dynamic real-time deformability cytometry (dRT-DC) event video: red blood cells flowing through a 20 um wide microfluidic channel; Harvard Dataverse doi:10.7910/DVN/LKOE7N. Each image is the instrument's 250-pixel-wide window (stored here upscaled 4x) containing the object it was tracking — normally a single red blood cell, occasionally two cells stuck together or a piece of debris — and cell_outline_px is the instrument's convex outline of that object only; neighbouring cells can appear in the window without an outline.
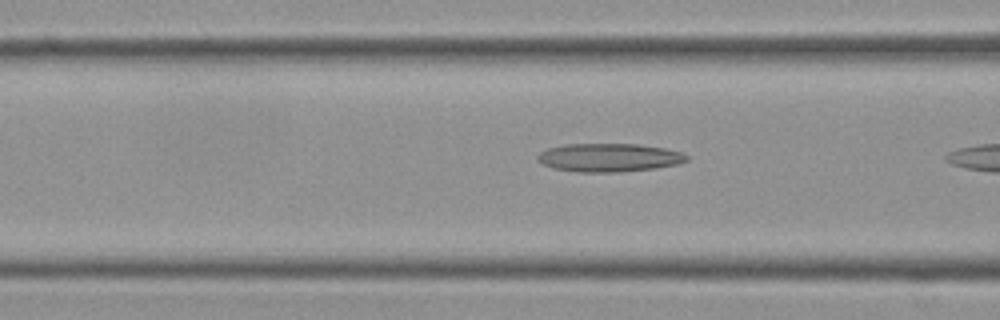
{"species": "Egyptian fruit bat (a non-hibernating species)", "species_latin": "Rousettus aegyptiacus", "temperature_condition": "cold", "stored_images_in_passage": 6, "camera_frame_rate_fps": 3000, "um_per_image_px": 0.085, "frame": {"image": 1, "passage_image": 5, "time_ms": 1.333, "image_size_px": [1000, 320], "cell_outline_px": [[688, 160], [680, 164], [656, 168], [620, 172], [576, 172], [552, 168], [536, 160], [536, 156], [540, 152], [548, 148], [564, 144], [640, 144], [664, 148], [680, 152], [688, 156]], "centroid_in_image_um": [51.76, 13.4], "position_along_channel_um": 114.8, "area_um2": 24.85}}